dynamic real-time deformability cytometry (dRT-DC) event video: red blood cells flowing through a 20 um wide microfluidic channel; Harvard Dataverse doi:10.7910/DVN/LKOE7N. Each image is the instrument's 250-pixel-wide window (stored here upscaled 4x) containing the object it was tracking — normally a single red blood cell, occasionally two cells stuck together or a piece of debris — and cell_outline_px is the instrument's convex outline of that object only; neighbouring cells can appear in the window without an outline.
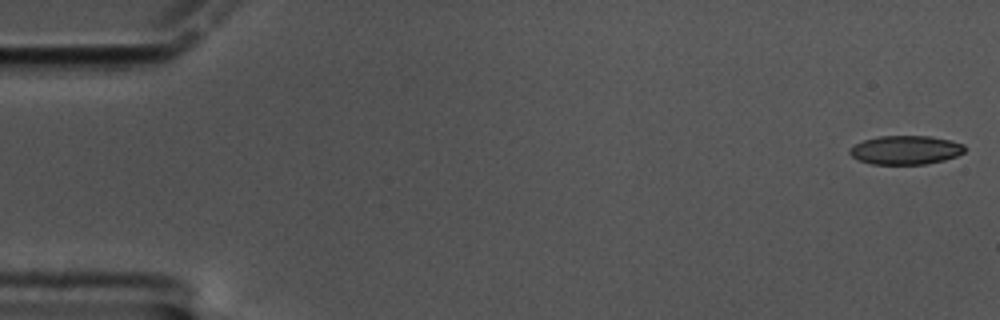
{"species": "common noctule bat (a hibernating species)", "species_latin": "Nyctalus noctula", "temperature_condition": "cold", "stored_images_in_passage": 59, "camera_frame_rate_fps": 3000, "um_per_image_px": 0.085, "animal": {"sex": "male", "body_mass_g": 17.5, "forearm_length_mm": 52.3}, "frame": {"image": 1, "passage_image": 1, "time_ms": 0.0, "image_size_px": [1000, 320], "cell_outline_px": [[964, 152], [956, 156], [944, 160], [924, 164], [872, 164], [860, 160], [852, 156], [848, 152], [848, 148], [864, 140], [880, 136], [928, 136], [948, 140], [964, 144]], "centroid_in_image_um": [76.96, 12.75], "position_along_channel_um": 8.0, "area_um2": 19.13}}
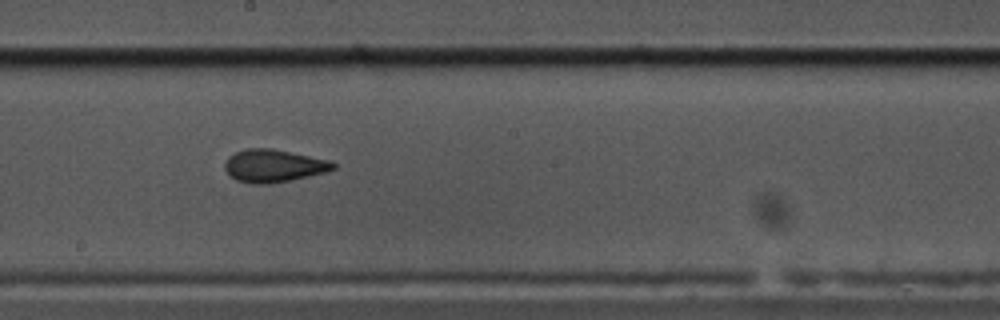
{"frame": {"image": 2, "passage_image": 32, "time_ms": 10.333, "image_size_px": [1000, 320], "cell_outline_px": [[336, 168], [328, 172], [292, 180], [268, 184], [256, 184], [236, 180], [224, 168], [224, 164], [228, 156], [244, 148], [272, 148], [328, 160], [336, 164]], "centroid_in_image_um": [23.27, 14.09], "position_along_channel_um": 224.9, "area_um2": 20.69}}
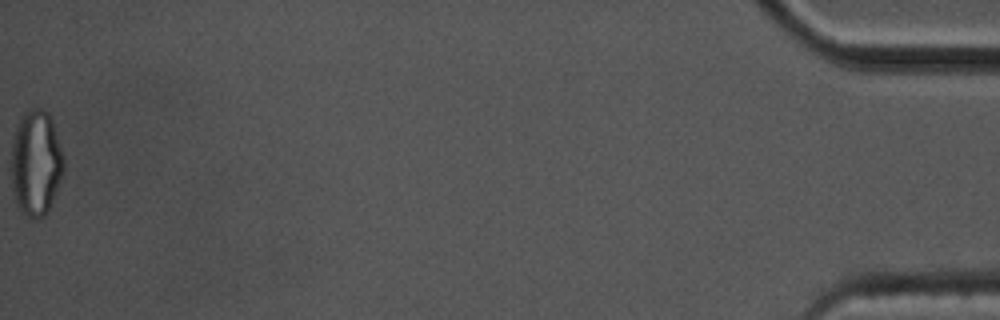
{"frame": {"image": 3, "passage_image": 59, "time_ms": 19.333, "image_size_px": [1000, 320], "cell_outline_px": [[64, 172], [48, 212], [40, 220], [36, 220], [28, 216], [16, 204], [12, 188], [12, 140], [16, 124], [20, 116], [24, 112], [32, 108], [44, 108], [48, 112], [52, 120], [64, 156]], "centroid_in_image_um": [3.06, 13.83], "position_along_channel_um": 432.1, "area_um2": 32.71}, "authors_computed_cell_mechanics": {"area_um2": 20.4034, "velocity_mm_per_s": 3.4169, "shape_relaxation_time_tau1_ms": null, "shape_relaxation_time_tau2_ms": 1.8001, "deformation_change_tau1": null, "deformation_change_tau2": 0.0661}}